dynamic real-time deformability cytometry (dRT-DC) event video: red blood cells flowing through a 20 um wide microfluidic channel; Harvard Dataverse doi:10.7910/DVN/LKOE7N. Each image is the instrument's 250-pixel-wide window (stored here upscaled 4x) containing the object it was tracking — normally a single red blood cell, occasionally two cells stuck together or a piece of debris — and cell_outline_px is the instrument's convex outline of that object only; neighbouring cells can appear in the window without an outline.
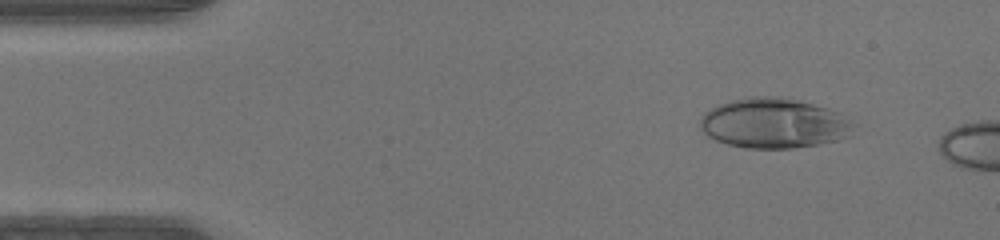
{"species": "human", "species_latin": "Homo sapiens", "temperature_condition": "warm", "stored_images_in_passage": 10, "camera_frame_rate_fps": 3000, "um_per_image_px": 0.085, "donor": {"sex": "male"}, "frame": {"image": 1, "passage_image": 5, "time_ms": 1.333, "image_size_px": [1000, 240], "cell_outline_px": [[856, 124], [852, 136], [836, 140], [816, 144], [792, 148], [744, 148], [728, 144], [716, 140], [708, 136], [700, 128], [700, 116], [704, 112], [720, 104], [732, 100], [748, 96], [780, 96], [828, 108], [840, 112]], "centroid_in_image_um": [65.8, 10.47], "position_along_channel_um": 19.2, "area_um2": 44.97}}